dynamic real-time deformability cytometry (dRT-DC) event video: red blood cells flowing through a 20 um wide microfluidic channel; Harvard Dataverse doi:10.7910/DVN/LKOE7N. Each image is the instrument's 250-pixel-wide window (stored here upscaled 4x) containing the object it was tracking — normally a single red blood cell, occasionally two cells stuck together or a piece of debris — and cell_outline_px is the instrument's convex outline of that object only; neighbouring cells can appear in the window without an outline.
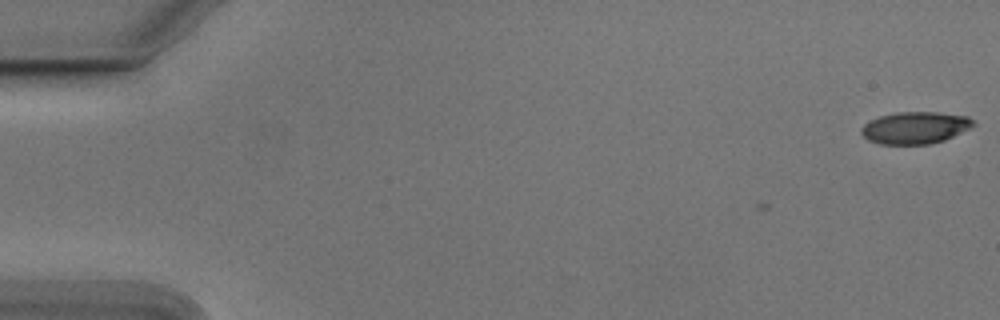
{"species": "Egyptian fruit bat (a non-hibernating species)", "species_latin": "Rousettus aegyptiacus", "temperature_condition": "cold", "stored_images_in_passage": 13, "camera_frame_rate_fps": 3000, "um_per_image_px": 0.085, "animal": {"sex": "male"}, "frame": {"image": 1, "passage_image": 1, "time_ms": 0.0, "image_size_px": [1000, 320], "cell_outline_px": [[976, 124], [944, 140], [928, 144], [880, 144], [868, 140], [860, 132], [860, 128], [864, 124], [880, 116], [896, 112], [936, 112], [968, 116]], "centroid_in_image_um": [77.75, 10.85], "position_along_channel_um": 7.2, "area_um2": 20.69}}